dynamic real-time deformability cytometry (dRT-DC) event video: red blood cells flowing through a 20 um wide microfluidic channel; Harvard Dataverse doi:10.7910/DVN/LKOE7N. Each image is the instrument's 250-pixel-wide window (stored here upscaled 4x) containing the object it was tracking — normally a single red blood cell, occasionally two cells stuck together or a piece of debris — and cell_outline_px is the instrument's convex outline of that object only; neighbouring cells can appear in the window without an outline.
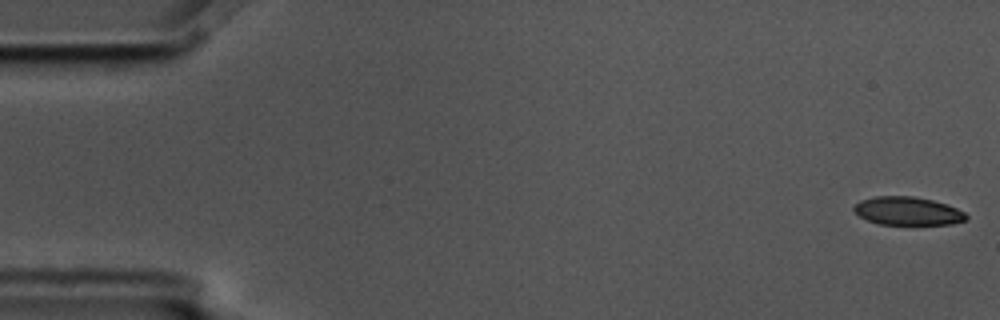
{"species": "common noctule bat (a hibernating species)", "species_latin": "Nyctalus noctula", "temperature_condition": "cold", "stored_images_in_passage": 5, "camera_frame_rate_fps": 3000, "um_per_image_px": 0.085, "animal": {"sex": "male", "body_mass_g": 17.5, "forearm_length_mm": 52.3}, "frame": {"image": 1, "passage_image": 1, "time_ms": 0.0, "image_size_px": [1000, 320], "cell_outline_px": [[968, 216], [964, 220], [952, 224], [880, 224], [868, 220], [860, 216], [852, 208], [860, 200], [876, 196], [912, 196], [932, 200], [948, 204], [964, 212]], "centroid_in_image_um": [77.15, 17.93], "position_along_channel_um": 7.8, "area_um2": 18.32}}